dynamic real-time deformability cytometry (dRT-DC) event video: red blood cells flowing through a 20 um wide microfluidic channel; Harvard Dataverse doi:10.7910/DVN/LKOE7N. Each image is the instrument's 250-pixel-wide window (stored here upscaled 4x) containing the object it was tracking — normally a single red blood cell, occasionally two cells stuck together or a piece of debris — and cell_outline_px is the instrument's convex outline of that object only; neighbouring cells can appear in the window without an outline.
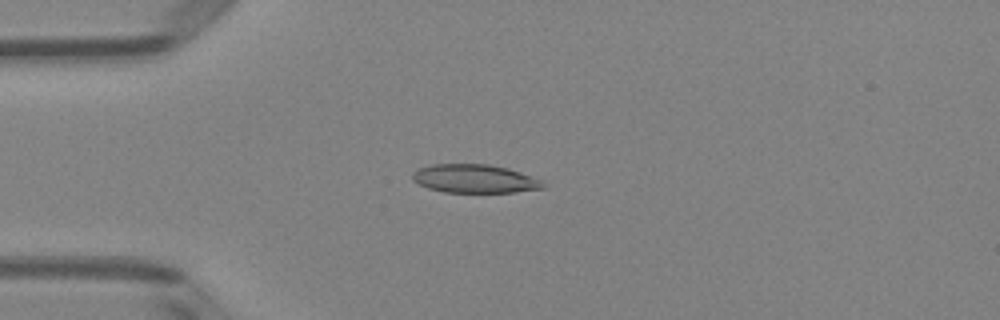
{"species": "Egyptian fruit bat (a non-hibernating species)", "species_latin": "Rousettus aegyptiacus", "temperature_condition": "room temperature", "stored_images_in_passage": 39, "camera_frame_rate_fps": 3000, "um_per_image_px": 0.085, "animal": {"sex": "female"}, "frame": {"image": 1, "passage_image": 1, "time_ms": 0.0, "image_size_px": [1000, 320], "cell_outline_px": [[544, 188], [516, 192], [444, 192], [428, 188], [412, 180], [412, 172], [420, 168], [432, 164], [488, 164], [508, 168], [544, 180]], "centroid_in_image_um": [40.37, 15.19], "position_along_channel_um": 44.6, "area_um2": 21.73}}
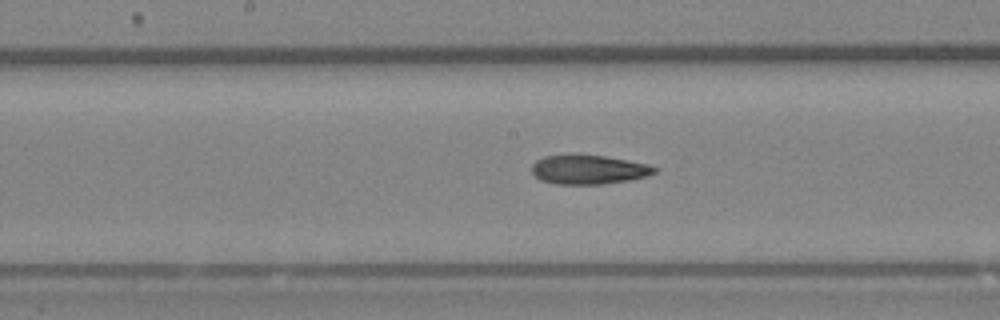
{"frame": {"image": 2, "passage_image": 14, "time_ms": 4.333, "image_size_px": [1000, 320], "cell_outline_px": [[660, 168], [656, 172], [648, 176], [628, 180], [600, 184], [556, 184], [540, 180], [532, 172], [532, 164], [536, 160], [544, 156], [568, 152], [604, 156], [648, 164]], "centroid_in_image_um": [50.0, 14.38], "position_along_channel_um": 198.2, "area_um2": 21.39}}
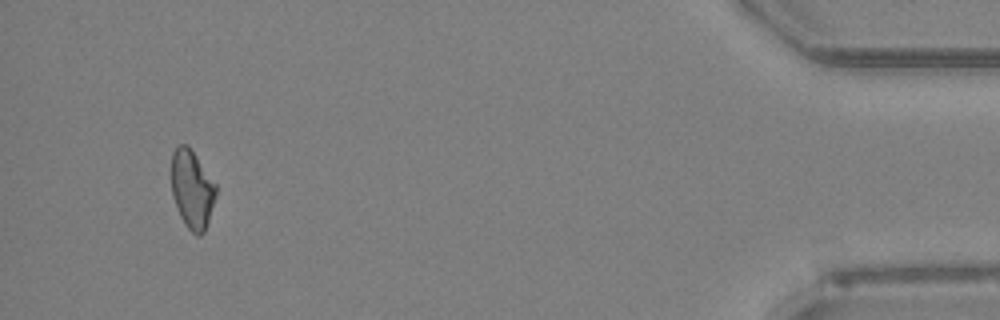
{"frame": {"image": 3, "passage_image": 36, "time_ms": 11.667, "image_size_px": [1000, 320], "cell_outline_px": [[216, 196], [204, 232], [200, 236], [196, 236], [184, 224], [176, 208], [172, 196], [172, 152], [180, 144], [188, 144], [216, 184]], "centroid_in_image_um": [16.32, 16.09], "position_along_channel_um": 418.9, "area_um2": 20.35}, "authors_computed_cell_mechanics": {"area_um2": 21.1548, "velocity_mm_per_s": 4.0022, "shape_relaxation_time_tau1_ms": null, "shape_relaxation_time_tau2_ms": 8.1209, "deformation_change_tau1": null, "deformation_change_tau2": 0.1806}}